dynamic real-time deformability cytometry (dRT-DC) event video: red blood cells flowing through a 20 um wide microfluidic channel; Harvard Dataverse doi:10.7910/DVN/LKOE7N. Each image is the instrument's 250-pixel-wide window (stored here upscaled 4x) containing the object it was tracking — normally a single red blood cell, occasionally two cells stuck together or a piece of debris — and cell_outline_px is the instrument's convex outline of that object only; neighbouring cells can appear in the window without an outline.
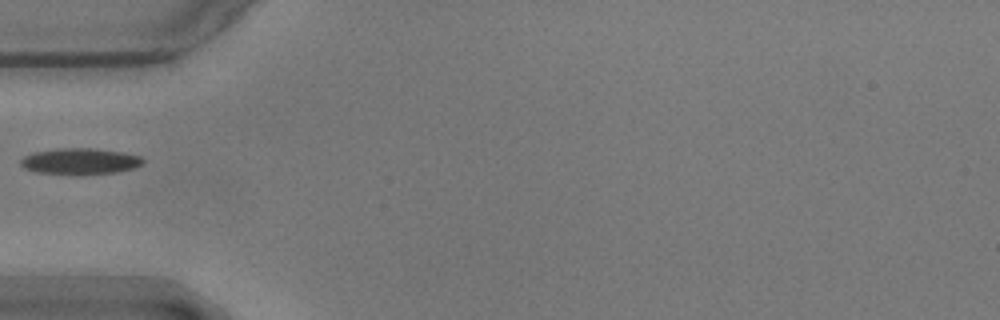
{"species": "common noctule bat (a hibernating species)", "species_latin": "Nyctalus noctula", "temperature_condition": "warm", "stored_images_in_passage": 20, "camera_frame_rate_fps": 3000, "um_per_image_px": 0.085, "animal": {"sex": "male", "body_mass_g": 17.9}, "frame": {"image": 1, "passage_image": 1, "time_ms": 0.0, "image_size_px": [1000, 320], "cell_outline_px": [[144, 164], [136, 168], [116, 172], [36, 172], [24, 168], [20, 164], [20, 160], [24, 156], [32, 152], [60, 148], [92, 148], [124, 152], [140, 156], [144, 160]], "centroid_in_image_um": [6.84, 13.66], "position_along_channel_um": 78.2, "area_um2": 18.03}}
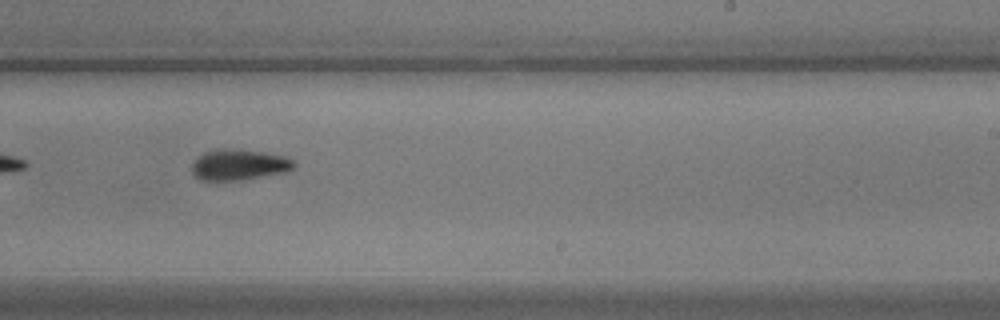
{"frame": {"image": 2, "passage_image": 17, "time_ms": 5.333, "image_size_px": [1000, 320], "cell_outline_px": [[296, 164], [288, 172], [244, 180], [200, 180], [192, 172], [192, 164], [204, 152], [224, 148], [260, 152], [284, 156], [292, 160]], "centroid_in_image_um": [20.33, 14.02], "position_along_channel_um": 268.7, "area_um2": 18.15}}